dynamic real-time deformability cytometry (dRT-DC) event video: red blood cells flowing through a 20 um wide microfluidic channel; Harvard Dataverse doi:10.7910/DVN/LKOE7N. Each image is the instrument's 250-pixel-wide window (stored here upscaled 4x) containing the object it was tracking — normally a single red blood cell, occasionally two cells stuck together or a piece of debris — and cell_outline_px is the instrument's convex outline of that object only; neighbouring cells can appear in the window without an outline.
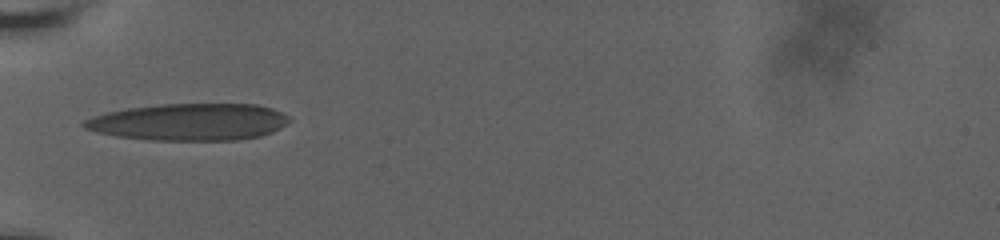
{"species": "human", "species_latin": "Homo sapiens", "temperature_condition": "room temperature", "stored_images_in_passage": 2, "camera_frame_rate_fps": 3000, "um_per_image_px": 0.085, "donor": {"sex": "male"}, "frame": {"image": 1, "passage_image": 1, "time_ms": 0.0, "image_size_px": [1000, 240], "cell_outline_px": [[288, 120], [284, 124], [272, 132], [260, 136], [236, 140], [152, 140], [116, 136], [96, 132], [84, 128], [80, 124], [84, 120], [92, 116], [108, 112], [128, 108], [160, 104], [256, 104], [272, 108], [288, 116]], "centroid_in_image_um": [16.03, 10.37], "position_along_channel_um": 69.0, "area_um2": 44.04}}